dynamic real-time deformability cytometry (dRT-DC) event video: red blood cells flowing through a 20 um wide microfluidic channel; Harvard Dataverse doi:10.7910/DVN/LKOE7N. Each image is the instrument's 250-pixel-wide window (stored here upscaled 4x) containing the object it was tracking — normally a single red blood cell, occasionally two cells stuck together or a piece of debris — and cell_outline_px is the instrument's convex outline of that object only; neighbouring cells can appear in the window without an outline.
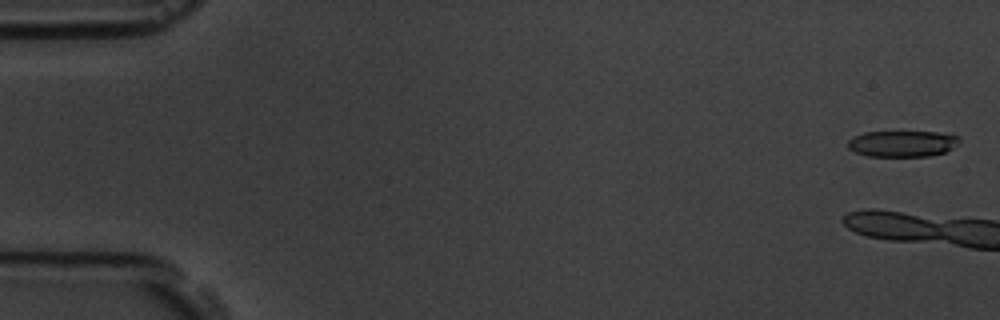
{"species": "common noctule bat (a hibernating species)", "species_latin": "Nyctalus noctula", "temperature_condition": "room temperature", "stored_images_in_passage": 3, "camera_frame_rate_fps": 3000, "um_per_image_px": 0.085, "animal": {"sex": "male", "body_mass_g": 19.5, "forearm_length_mm": 54.6}, "frame": {"image": 1, "passage_image": 1, "time_ms": 0.0, "image_size_px": [1000, 320], "cell_outline_px": [[960, 140], [952, 148], [944, 152], [928, 156], [868, 156], [856, 152], [848, 148], [848, 140], [852, 136], [864, 132], [940, 132], [956, 136]], "centroid_in_image_um": [76.66, 12.2], "position_along_channel_um": 8.3, "area_um2": 16.88}}